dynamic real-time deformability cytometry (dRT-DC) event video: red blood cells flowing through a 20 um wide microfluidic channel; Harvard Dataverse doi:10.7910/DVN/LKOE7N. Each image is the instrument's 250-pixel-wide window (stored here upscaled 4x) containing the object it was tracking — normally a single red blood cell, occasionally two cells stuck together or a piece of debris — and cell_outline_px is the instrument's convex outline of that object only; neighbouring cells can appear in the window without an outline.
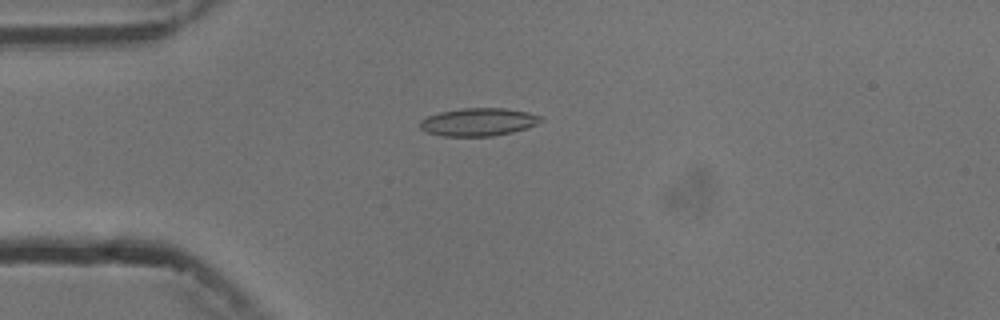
{"species": "common noctule bat (a hibernating species)", "species_latin": "Nyctalus noctula", "temperature_condition": "cold", "stored_images_in_passage": 8, "camera_frame_rate_fps": 3000, "um_per_image_px": 0.085, "animal": {"sex": "male", "body_mass_g": 13.3}, "frame": {"image": 1, "passage_image": 4, "time_ms": 4.333, "image_size_px": [1000, 320], "cell_outline_px": [[544, 120], [536, 124], [512, 132], [492, 136], [444, 136], [428, 132], [420, 128], [420, 120], [428, 116], [440, 112], [464, 108], [504, 108], [528, 112], [544, 116]], "centroid_in_image_um": [40.69, 10.36], "position_along_channel_um": 44.3, "area_um2": 19.54}}
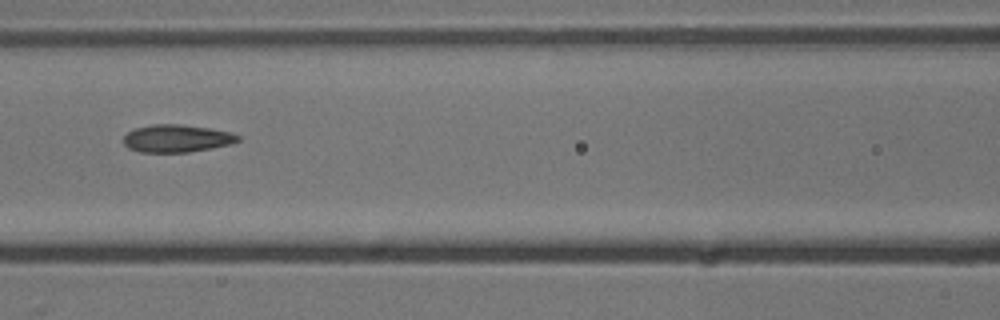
{"frame": {"image": 2, "passage_image": 7, "time_ms": 7.667, "image_size_px": [1000, 320], "cell_outline_px": [[240, 140], [232, 144], [188, 152], [140, 152], [128, 148], [124, 144], [124, 136], [128, 132], [136, 128], [152, 124], [180, 124], [208, 128], [232, 132], [240, 136]], "centroid_in_image_um": [15.04, 11.76], "position_along_channel_um": 151.6, "area_um2": 18.38}}
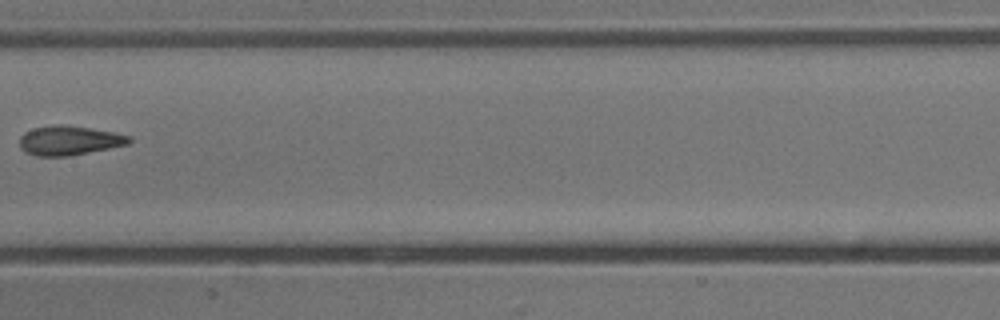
{"frame": {"image": 3, "passage_image": 8, "time_ms": 9.0, "image_size_px": [1000, 320], "cell_outline_px": [[132, 140], [128, 144], [68, 156], [36, 156], [24, 152], [20, 148], [20, 136], [24, 132], [32, 128], [52, 124], [64, 124], [116, 132], [132, 136]], "centroid_in_image_um": [5.86, 11.92], "position_along_channel_um": 201.5, "area_um2": 18.96}}